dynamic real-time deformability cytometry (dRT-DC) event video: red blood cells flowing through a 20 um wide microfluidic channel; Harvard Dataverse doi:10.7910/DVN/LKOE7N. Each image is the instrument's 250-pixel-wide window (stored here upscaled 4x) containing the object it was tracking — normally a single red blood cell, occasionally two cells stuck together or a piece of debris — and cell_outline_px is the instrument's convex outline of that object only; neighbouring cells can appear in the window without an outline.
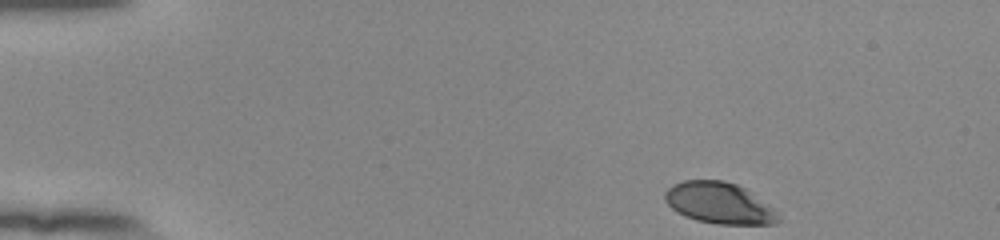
{"species": "human", "species_latin": "Homo sapiens", "temperature_condition": "room temperature", "stored_images_in_passage": 44, "camera_frame_rate_fps": 3000, "um_per_image_px": 0.085, "donor": {"sex": "female"}, "frame": {"image": 1, "passage_image": 1, "time_ms": 0.0, "image_size_px": [1000, 240], "cell_outline_px": [[780, 220], [776, 224], [716, 224], [696, 220], [684, 216], [676, 212], [664, 200], [664, 192], [672, 184], [684, 180], [724, 180], [736, 184], [744, 188], [776, 208]], "centroid_in_image_um": [61.14, 17.26], "position_along_channel_um": 23.9, "area_um2": 27.57}}
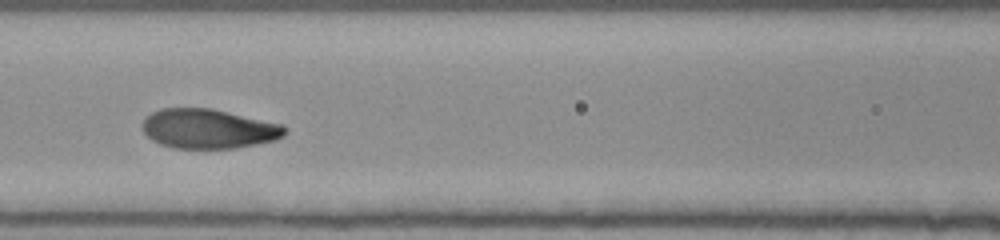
{"frame": {"image": 2, "passage_image": 19, "time_ms": 6.0, "image_size_px": [1000, 240], "cell_outline_px": [[288, 132], [284, 136], [276, 140], [236, 148], [172, 148], [160, 144], [152, 140], [144, 132], [144, 116], [160, 108], [212, 108], [284, 124], [288, 128]], "centroid_in_image_um": [17.77, 10.94], "position_along_channel_um": 148.8, "area_um2": 33.12}}
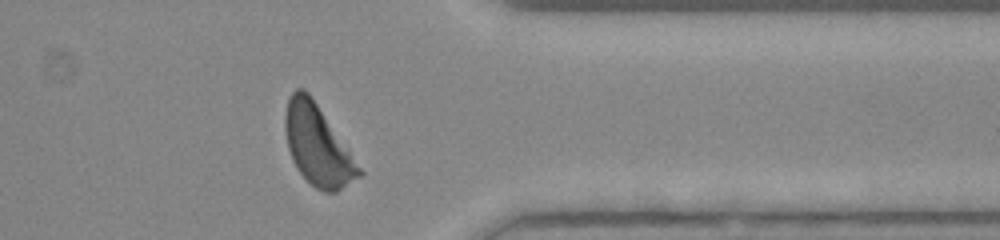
{"frame": {"image": 3, "passage_image": 38, "time_ms": 12.333, "image_size_px": [1000, 240], "cell_outline_px": [[364, 172], [360, 176], [336, 192], [324, 192], [316, 188], [296, 168], [292, 160], [288, 148], [284, 128], [284, 116], [288, 96], [296, 88], [304, 88], [308, 92]], "centroid_in_image_um": [26.96, 12.34], "position_along_channel_um": 384.4, "area_um2": 33.99}, "authors_computed_cell_mechanics": {"area_um2": 33.2639, "velocity_mm_per_s": 3.8457, "shape_relaxation_time_tau1_ms": 2.4812, "shape_relaxation_time_tau2_ms": null, "deformation_change_tau1": 0.1589, "deformation_change_tau2": null}}